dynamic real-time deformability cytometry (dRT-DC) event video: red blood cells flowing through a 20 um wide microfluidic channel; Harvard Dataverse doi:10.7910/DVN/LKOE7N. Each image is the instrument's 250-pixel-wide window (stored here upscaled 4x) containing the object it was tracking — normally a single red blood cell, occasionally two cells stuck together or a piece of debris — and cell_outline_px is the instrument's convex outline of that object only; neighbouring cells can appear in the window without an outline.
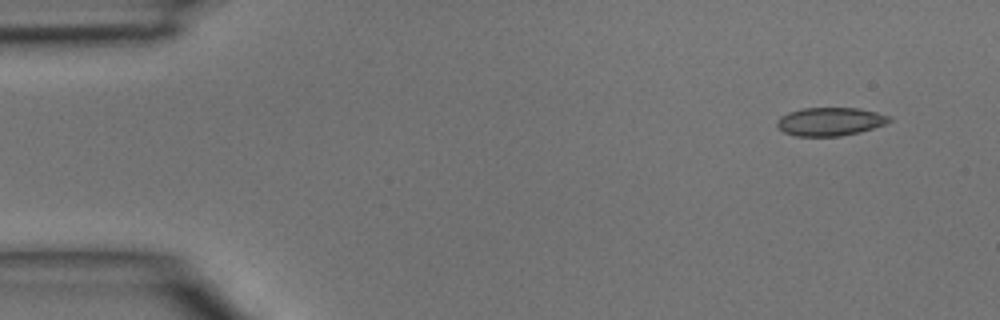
{"species": "common noctule bat (a hibernating species)", "species_latin": "Nyctalus noctula", "temperature_condition": "room temperature", "stored_images_in_passage": 3, "camera_frame_rate_fps": 3000, "um_per_image_px": 0.085, "animal": {"sex": "male", "body_mass_g": 15.6}, "frame": {"image": 1, "passage_image": 1, "time_ms": 0.0, "image_size_px": [1000, 320], "cell_outline_px": [[892, 120], [884, 124], [860, 132], [840, 136], [796, 136], [784, 132], [776, 124], [776, 120], [780, 116], [788, 112], [800, 108], [860, 108], [892, 116]], "centroid_in_image_um": [70.55, 10.32], "position_along_channel_um": 14.4, "area_um2": 18.61}}